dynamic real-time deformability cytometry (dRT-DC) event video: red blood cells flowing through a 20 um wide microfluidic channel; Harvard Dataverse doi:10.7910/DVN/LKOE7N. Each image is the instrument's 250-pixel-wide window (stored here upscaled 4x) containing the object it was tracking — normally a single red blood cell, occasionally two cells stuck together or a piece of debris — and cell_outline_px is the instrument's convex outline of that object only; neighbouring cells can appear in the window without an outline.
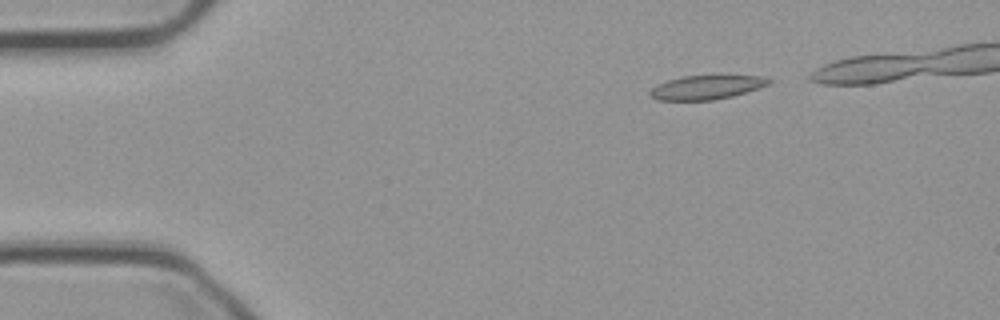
{"species": "common noctule bat (a hibernating species)", "species_latin": "Nyctalus noctula", "temperature_condition": "cold", "stored_images_in_passage": 43, "camera_frame_rate_fps": 3000, "um_per_image_px": 0.085, "animal": {"sex": "male", "body_mass_g": 23.1, "forearm_length_mm": 52.7}, "frame": {"image": 1, "passage_image": 4, "time_ms": 1.0, "image_size_px": [1000, 320], "cell_outline_px": [[772, 80], [768, 84], [732, 96], [712, 100], [656, 100], [648, 96], [648, 92], [656, 84], [680, 76], [760, 76]], "centroid_in_image_um": [59.94, 7.43], "position_along_channel_um": 25.1, "area_um2": 16.42}}
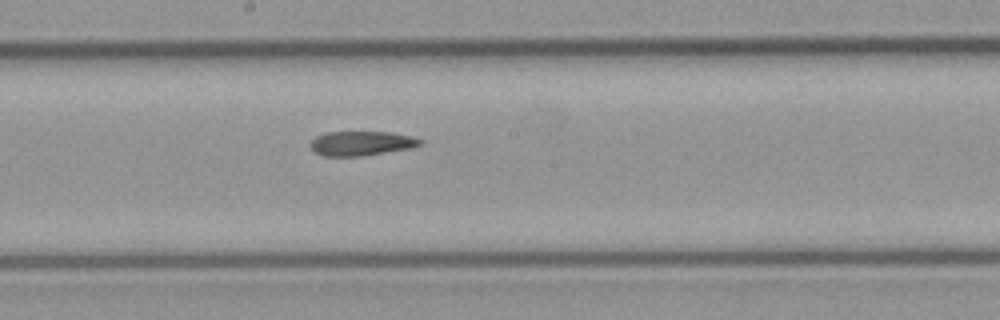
{"frame": {"image": 2, "passage_image": 25, "time_ms": 8.0, "image_size_px": [1000, 320], "cell_outline_px": [[424, 144], [412, 148], [364, 156], [320, 156], [312, 148], [312, 140], [316, 136], [328, 132], [388, 132], [412, 136], [424, 140]], "centroid_in_image_um": [30.79, 12.19], "position_along_channel_um": 217.4, "area_um2": 15.72}}
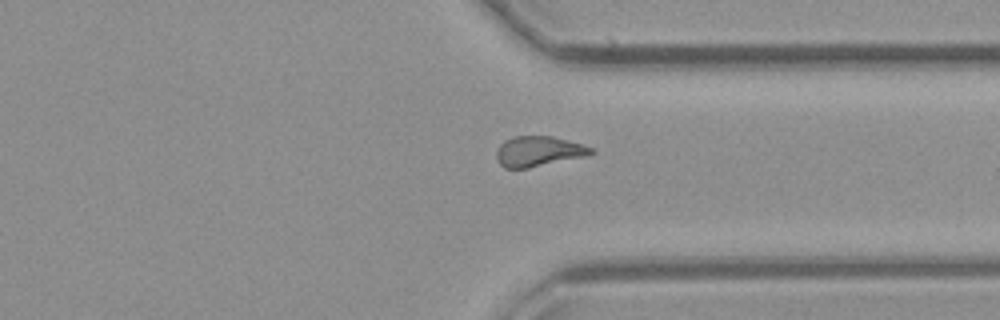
{"frame": {"image": 3, "passage_image": 37, "time_ms": 12.0, "image_size_px": [1000, 320], "cell_outline_px": [[596, 152], [584, 156], [528, 168], [504, 168], [500, 164], [496, 156], [496, 152], [500, 144], [504, 140], [512, 136], [552, 136], [584, 144], [592, 148]], "centroid_in_image_um": [45.76, 12.85], "position_along_channel_um": 365.6, "area_um2": 16.65}, "authors_computed_cell_mechanics": {"area_um2": 16.762, "velocity_mm_per_s": 3.717, "shape_relaxation_time_tau1_ms": null, "shape_relaxation_time_tau2_ms": 9.1993, "deformation_change_tau1": null, "deformation_change_tau2": 0.1751}}